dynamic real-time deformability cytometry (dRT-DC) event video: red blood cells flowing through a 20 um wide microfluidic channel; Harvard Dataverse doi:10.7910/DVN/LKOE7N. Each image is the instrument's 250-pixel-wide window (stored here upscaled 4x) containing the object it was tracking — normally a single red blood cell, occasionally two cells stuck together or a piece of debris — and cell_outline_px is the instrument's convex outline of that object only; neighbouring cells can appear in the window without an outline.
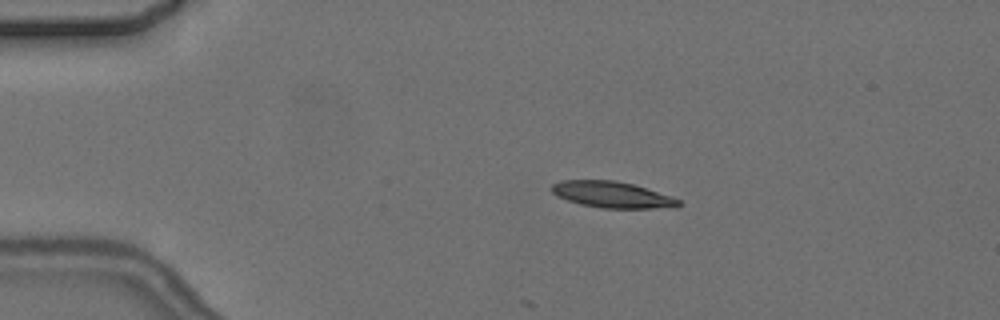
{"species": "common noctule bat (a hibernating species)", "species_latin": "Nyctalus noctula", "temperature_condition": "cold", "stored_images_in_passage": 9, "camera_frame_rate_fps": 3000, "um_per_image_px": 0.085, "animal": {"sex": "female", "body_mass_g": 24.6, "forearm_length_mm": 56.2}, "frame": {"image": 1, "passage_image": 3, "time_ms": 3.333, "image_size_px": [1000, 320], "cell_outline_px": [[680, 204], [676, 208], [600, 208], [580, 204], [556, 196], [552, 192], [552, 184], [560, 180], [616, 180], [632, 184], [672, 196], [680, 200]], "centroid_in_image_um": [52.04, 16.55], "position_along_channel_um": 33.0, "area_um2": 19.48}}